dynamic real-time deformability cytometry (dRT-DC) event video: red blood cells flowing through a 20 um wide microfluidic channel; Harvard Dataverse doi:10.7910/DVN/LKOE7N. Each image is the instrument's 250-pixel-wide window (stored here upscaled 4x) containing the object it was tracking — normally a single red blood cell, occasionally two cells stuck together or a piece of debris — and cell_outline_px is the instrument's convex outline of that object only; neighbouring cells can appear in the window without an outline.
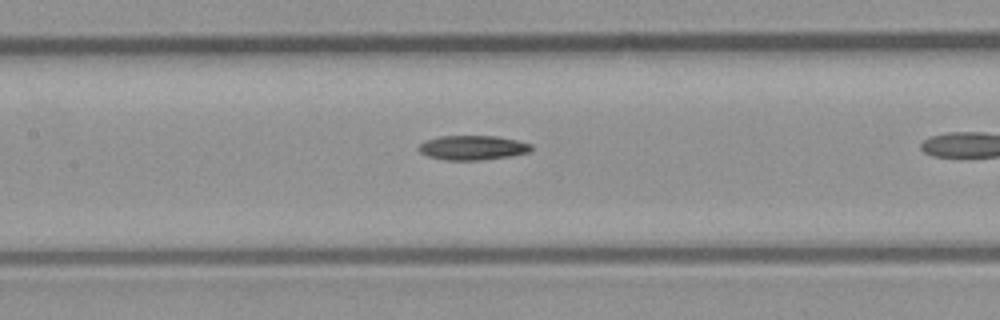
{"species": "common noctule bat (a hibernating species)", "species_latin": "Nyctalus noctula", "temperature_condition": "room temperature", "stored_images_in_passage": 19, "camera_frame_rate_fps": 3000, "um_per_image_px": 0.085, "animal": {"sex": "male", "body_mass_g": 23.1, "forearm_length_mm": 52.7}, "frame": {"image": 1, "passage_image": 11, "time_ms": 3.333, "image_size_px": [1000, 320], "cell_outline_px": [[532, 148], [528, 152], [508, 156], [480, 160], [448, 160], [428, 156], [420, 152], [416, 148], [420, 144], [428, 140], [440, 136], [496, 136], [516, 140], [532, 144]], "centroid_in_image_um": [40.16, 12.55], "position_along_channel_um": 167.2, "area_um2": 15.84}}
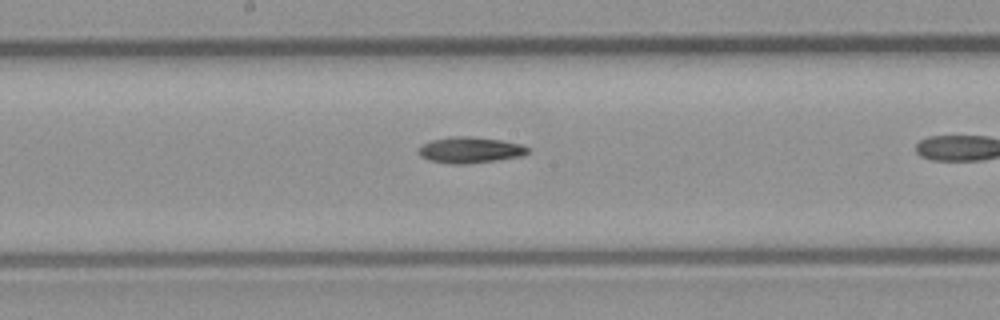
{"frame": {"image": 2, "passage_image": 14, "time_ms": 4.333, "image_size_px": [1000, 320], "cell_outline_px": [[528, 152], [524, 156], [468, 164], [448, 164], [428, 160], [420, 156], [420, 148], [424, 144], [432, 140], [452, 136], [468, 136], [500, 140], [520, 144], [528, 148]], "centroid_in_image_um": [39.96, 12.76], "position_along_channel_um": 208.2, "area_um2": 16.47}}